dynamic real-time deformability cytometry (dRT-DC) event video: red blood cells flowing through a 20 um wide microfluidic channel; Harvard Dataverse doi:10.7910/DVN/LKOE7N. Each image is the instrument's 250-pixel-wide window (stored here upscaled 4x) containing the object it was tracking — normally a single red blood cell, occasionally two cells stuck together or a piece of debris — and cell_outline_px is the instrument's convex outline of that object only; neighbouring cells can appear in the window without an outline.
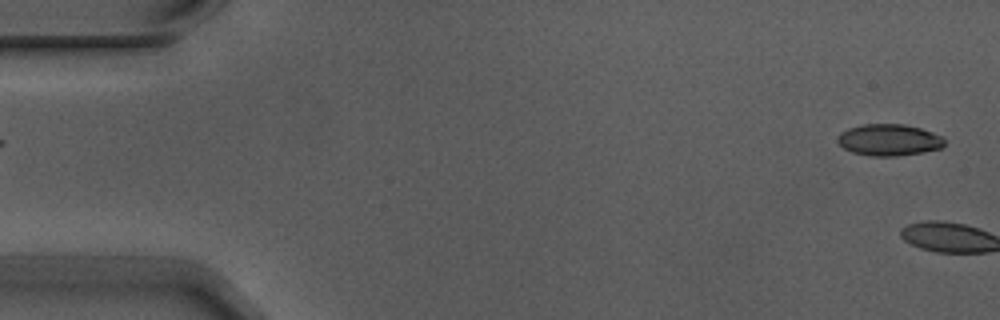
{"species": "Egyptian fruit bat (a non-hibernating species)", "species_latin": "Rousettus aegyptiacus", "temperature_condition": "warm", "stored_images_in_passage": 6, "camera_frame_rate_fps": 3000, "um_per_image_px": 0.085, "animal": {"sex": "male"}, "frame": {"image": 1, "passage_image": 1, "time_ms": 0.0, "image_size_px": [1000, 320], "cell_outline_px": [[944, 144], [940, 148], [920, 152], [896, 156], [872, 156], [852, 152], [844, 148], [836, 140], [836, 136], [840, 132], [848, 128], [864, 124], [904, 124], [920, 128], [944, 136]], "centroid_in_image_um": [75.53, 11.88], "position_along_channel_um": 9.5, "area_um2": 19.65}}